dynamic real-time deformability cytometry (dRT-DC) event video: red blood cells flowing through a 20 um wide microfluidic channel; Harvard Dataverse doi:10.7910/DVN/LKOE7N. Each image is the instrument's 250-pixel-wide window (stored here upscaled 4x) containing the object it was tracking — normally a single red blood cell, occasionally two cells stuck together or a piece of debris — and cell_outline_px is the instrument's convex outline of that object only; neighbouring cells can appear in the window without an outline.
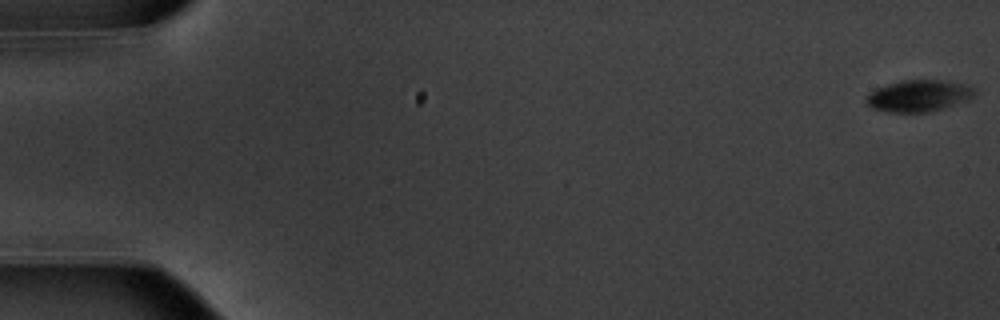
{"species": "common noctule bat (a hibernating species)", "species_latin": "Nyctalus noctula", "temperature_condition": "warm", "stored_images_in_passage": 12, "camera_frame_rate_fps": 3000, "um_per_image_px": 0.085, "animal": {"sex": "male", "body_mass_g": 20.1, "forearm_length_mm": 53.5}, "frame": {"image": 1, "passage_image": 1, "time_ms": 0.0, "image_size_px": [1000, 320], "cell_outline_px": [[976, 92], [972, 96], [964, 100], [928, 112], [888, 112], [872, 108], [864, 100], [864, 96], [876, 88], [900, 80], [944, 80], [960, 84], [972, 88]], "centroid_in_image_um": [77.97, 8.14], "position_along_channel_um": 7.0, "area_um2": 19.54}}